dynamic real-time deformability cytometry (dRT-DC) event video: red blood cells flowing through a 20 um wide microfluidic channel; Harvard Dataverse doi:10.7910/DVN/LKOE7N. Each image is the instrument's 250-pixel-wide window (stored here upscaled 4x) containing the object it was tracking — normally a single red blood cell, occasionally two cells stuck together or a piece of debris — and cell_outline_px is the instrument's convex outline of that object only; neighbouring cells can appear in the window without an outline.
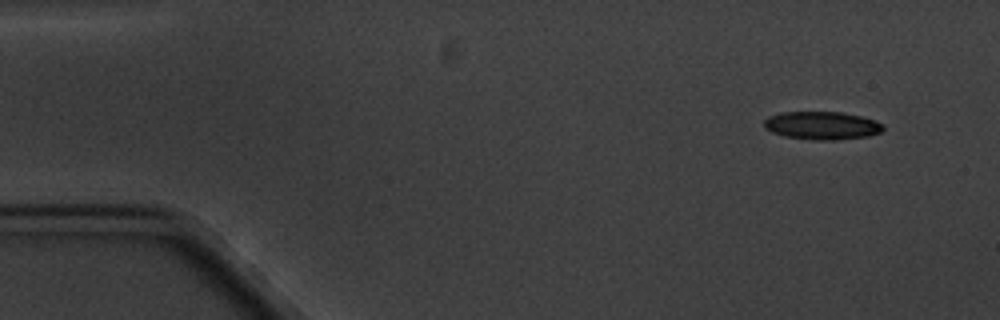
{"species": "common noctule bat (a hibernating species)", "species_latin": "Nyctalus noctula", "temperature_condition": "cold", "stored_images_in_passage": 5, "camera_frame_rate_fps": 3000, "um_per_image_px": 0.085, "animal": {"sex": "male", "body_mass_g": 20.1, "forearm_length_mm": 53.5}, "frame": {"image": 1, "passage_image": 1, "time_ms": 0.0, "image_size_px": [1000, 320], "cell_outline_px": [[884, 128], [880, 132], [868, 136], [836, 140], [816, 140], [784, 136], [772, 132], [764, 128], [764, 120], [768, 116], [780, 112], [844, 112], [876, 120]], "centroid_in_image_um": [69.84, 10.66], "position_along_channel_um": 15.2, "area_um2": 19.48}}
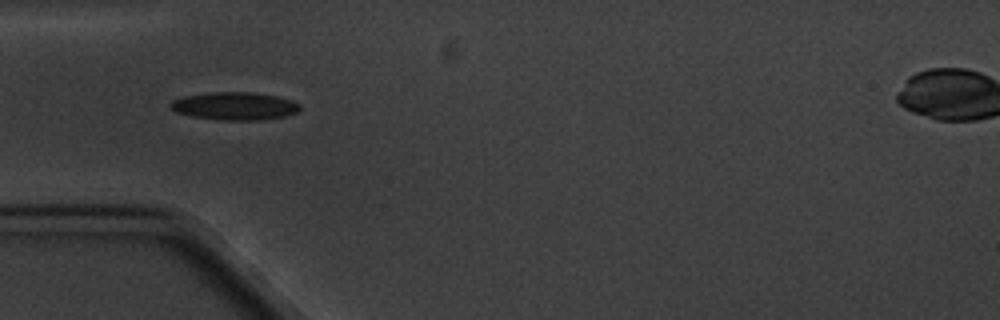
{"frame": {"image": 2, "passage_image": 4, "time_ms": 4.333, "image_size_px": [1000, 320], "cell_outline_px": [[300, 108], [296, 112], [284, 116], [260, 120], [220, 120], [192, 116], [176, 112], [168, 104], [172, 100], [184, 96], [208, 92], [252, 92], [280, 96], [292, 100], [300, 104]], "centroid_in_image_um": [19.94, 9.0], "position_along_channel_um": 65.1, "area_um2": 21.1}}